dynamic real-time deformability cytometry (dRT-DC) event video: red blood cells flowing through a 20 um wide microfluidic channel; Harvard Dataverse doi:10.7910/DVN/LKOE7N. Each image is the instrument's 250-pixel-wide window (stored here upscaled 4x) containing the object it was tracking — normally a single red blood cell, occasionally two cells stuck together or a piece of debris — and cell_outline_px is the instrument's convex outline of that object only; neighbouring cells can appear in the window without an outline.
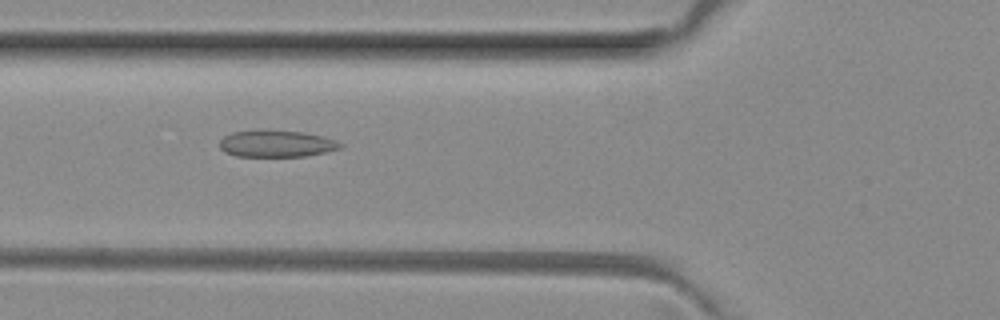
{"species": "common noctule bat (a hibernating species)", "species_latin": "Nyctalus noctula", "temperature_condition": "room temperature", "stored_images_in_passage": 39, "camera_frame_rate_fps": 3000, "um_per_image_px": 0.085, "animal": {"sex": "female", "body_mass_g": 29.2, "forearm_length_mm": 56.3}, "frame": {"image": 1, "passage_image": 7, "time_ms": 2.0, "image_size_px": [1000, 320], "cell_outline_px": [[344, 144], [340, 148], [324, 152], [304, 156], [236, 156], [224, 152], [220, 148], [220, 140], [224, 136], [232, 132], [300, 132], [320, 136], [336, 140]], "centroid_in_image_um": [23.49, 12.25], "position_along_channel_um": 102.3, "area_um2": 18.03}}
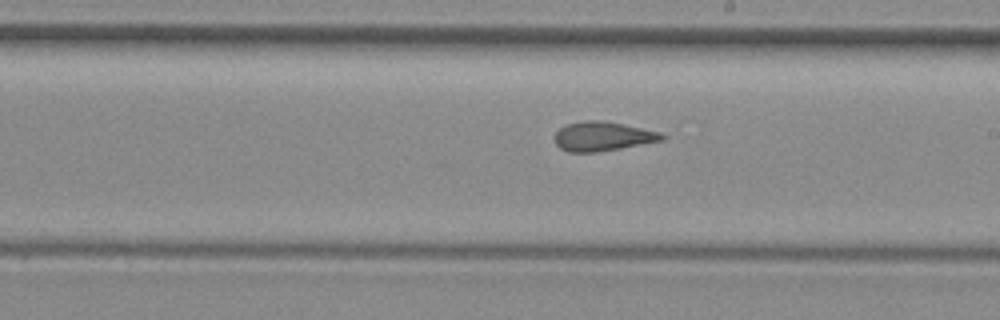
{"frame": {"image": 2, "passage_image": 17, "time_ms": 5.333, "image_size_px": [1000, 320], "cell_outline_px": [[664, 140], [620, 148], [596, 152], [568, 152], [560, 148], [556, 144], [556, 132], [560, 128], [568, 124], [584, 120], [596, 120], [620, 124], [660, 132], [664, 136]], "centroid_in_image_um": [51.2, 11.6], "position_along_channel_um": 237.8, "area_um2": 17.86}}
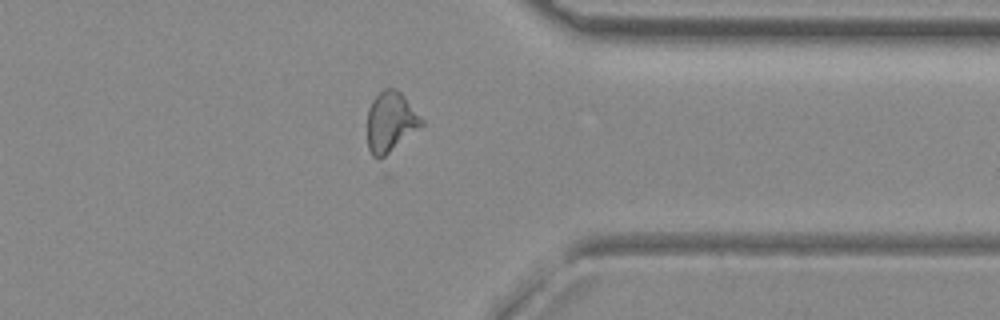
{"frame": {"image": 3, "passage_image": 28, "time_ms": 9.0, "image_size_px": [1000, 320], "cell_outline_px": [[424, 124], [384, 156], [376, 160], [372, 156], [368, 148], [368, 108], [372, 100], [384, 88], [396, 88], [404, 96], [424, 120]], "centroid_in_image_um": [33.19, 10.35], "position_along_channel_um": 378.2, "area_um2": 18.84}, "authors_computed_cell_mechanics": {"area_um2": 18.6116, "velocity_mm_per_s": 4.0729, "shape_relaxation_time_tau1_ms": null, "shape_relaxation_time_tau2_ms": 1.7697, "deformation_change_tau1": null, "deformation_change_tau2": 0.1021}}